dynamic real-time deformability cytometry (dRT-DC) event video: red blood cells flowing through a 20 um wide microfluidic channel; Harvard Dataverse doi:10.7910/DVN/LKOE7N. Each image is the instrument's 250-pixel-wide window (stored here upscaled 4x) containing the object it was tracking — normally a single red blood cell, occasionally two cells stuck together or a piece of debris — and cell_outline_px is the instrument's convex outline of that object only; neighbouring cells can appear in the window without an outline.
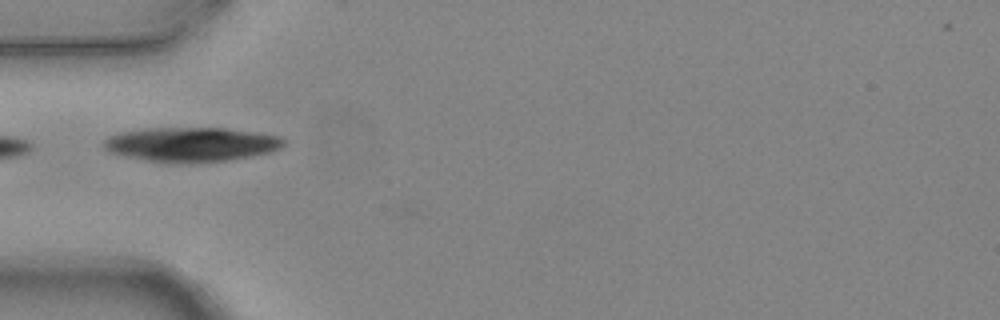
{"species": "common noctule bat (a hibernating species)", "species_latin": "Nyctalus noctula", "temperature_condition": "warm", "stored_images_in_passage": 2, "camera_frame_rate_fps": 3000, "um_per_image_px": 0.085, "animal": {"sex": "female", "body_mass_g": 24.6, "forearm_length_mm": 56.2}, "frame": {"image": 1, "passage_image": 2, "time_ms": 0.333, "image_size_px": [1000, 320], "cell_outline_px": [[284, 144], [280, 148], [268, 152], [252, 156], [196, 164], [164, 164], [144, 160], [108, 152], [104, 148], [104, 140], [108, 136], [120, 132], [144, 128], [224, 128], [280, 136], [284, 140]], "centroid_in_image_um": [16.18, 12.29], "position_along_channel_um": 68.8, "area_um2": 36.47}}